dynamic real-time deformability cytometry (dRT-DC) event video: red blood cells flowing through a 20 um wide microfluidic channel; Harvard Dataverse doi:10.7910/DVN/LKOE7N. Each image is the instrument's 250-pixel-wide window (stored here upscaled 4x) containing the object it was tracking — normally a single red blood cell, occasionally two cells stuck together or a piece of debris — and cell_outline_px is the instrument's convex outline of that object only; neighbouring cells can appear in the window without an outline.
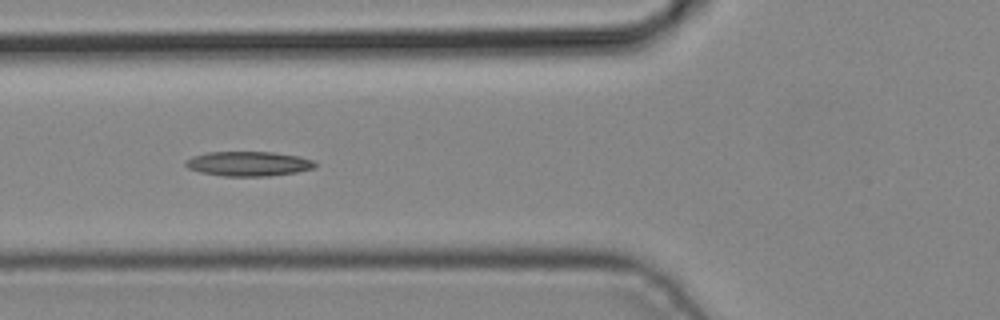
{"species": "common noctule bat (a hibernating species)", "species_latin": "Nyctalus noctula", "temperature_condition": "cold", "stored_images_in_passage": 4, "camera_frame_rate_fps": 3000, "um_per_image_px": 0.085, "animal": {"sex": "male", "body_mass_g": 19.2, "forearm_length_mm": 51.8}, "frame": {"image": 1, "passage_image": 4, "time_ms": 1.0, "image_size_px": [1000, 320], "cell_outline_px": [[316, 168], [296, 172], [268, 176], [224, 176], [200, 172], [188, 168], [184, 164], [184, 160], [192, 156], [208, 152], [272, 152], [300, 156], [312, 160], [316, 164]], "centroid_in_image_um": [21.1, 13.91], "position_along_channel_um": 104.7, "area_um2": 18.67}}